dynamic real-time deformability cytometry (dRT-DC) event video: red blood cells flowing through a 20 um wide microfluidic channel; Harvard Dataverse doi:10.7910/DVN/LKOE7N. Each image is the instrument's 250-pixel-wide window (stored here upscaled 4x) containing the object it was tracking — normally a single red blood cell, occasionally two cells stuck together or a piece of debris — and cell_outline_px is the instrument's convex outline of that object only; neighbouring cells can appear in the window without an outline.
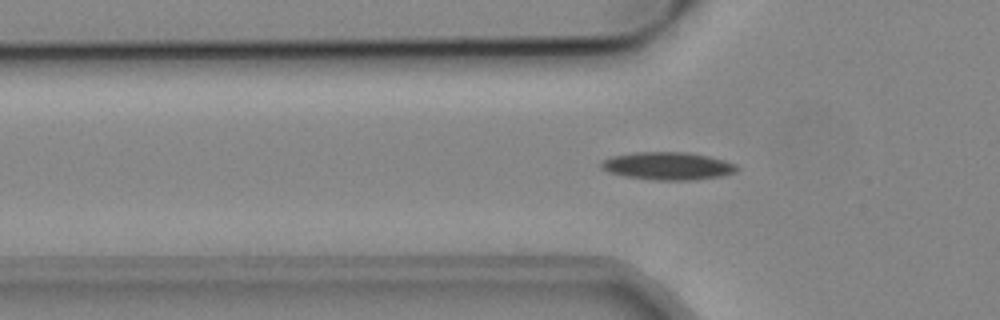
{"species": "common noctule bat (a hibernating species)", "species_latin": "Nyctalus noctula", "temperature_condition": "cold", "stored_images_in_passage": 38, "camera_frame_rate_fps": 3000, "um_per_image_px": 0.085, "animal": {"sex": "male", "body_mass_g": 19.2, "forearm_length_mm": 51.8}, "frame": {"image": 1, "passage_image": 2, "time_ms": 0.333, "image_size_px": [1000, 320], "cell_outline_px": [[740, 168], [736, 172], [724, 176], [692, 180], [656, 180], [624, 176], [608, 172], [600, 168], [600, 164], [604, 160], [612, 156], [636, 152], [688, 152], [708, 156], [724, 160], [736, 164]], "centroid_in_image_um": [56.79, 14.11], "position_along_channel_um": 69.0, "area_um2": 22.08}}
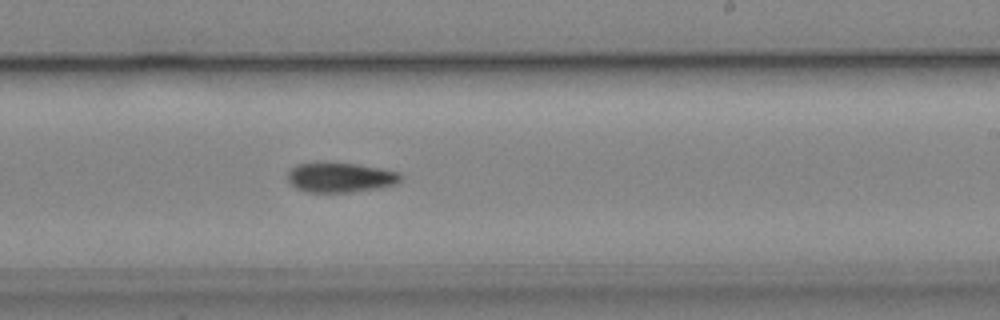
{"frame": {"image": 2, "passage_image": 17, "time_ms": 5.333, "image_size_px": [1000, 320], "cell_outline_px": [[404, 176], [396, 184], [376, 188], [348, 192], [304, 192], [296, 188], [288, 180], [288, 172], [296, 164], [328, 160], [356, 164], [380, 168], [400, 172]], "centroid_in_image_um": [28.9, 15.04], "position_along_channel_um": 260.1, "area_um2": 20.06}}
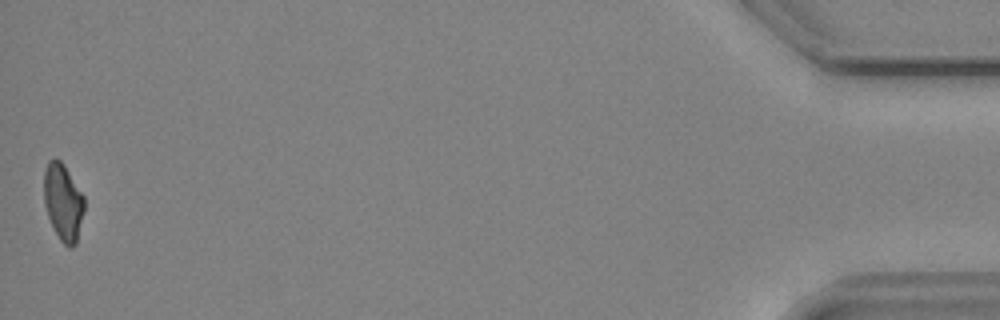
{"frame": {"image": 3, "passage_image": 38, "time_ms": 12.333, "image_size_px": [1000, 320], "cell_outline_px": [[84, 208], [76, 244], [72, 248], [68, 248], [60, 240], [48, 216], [44, 204], [44, 172], [48, 160], [56, 156], [64, 164], [84, 196]], "centroid_in_image_um": [5.36, 17.15], "position_along_channel_um": 429.8, "area_um2": 18.09}, "authors_computed_cell_mechanics": {"area_um2": 19.7965, "velocity_mm_per_s": 3.8327, "shape_relaxation_time_tau1_ms": 5.4184, "shape_relaxation_time_tau2_ms": null, "deformation_change_tau1": 0.1556, "deformation_change_tau2": null}}